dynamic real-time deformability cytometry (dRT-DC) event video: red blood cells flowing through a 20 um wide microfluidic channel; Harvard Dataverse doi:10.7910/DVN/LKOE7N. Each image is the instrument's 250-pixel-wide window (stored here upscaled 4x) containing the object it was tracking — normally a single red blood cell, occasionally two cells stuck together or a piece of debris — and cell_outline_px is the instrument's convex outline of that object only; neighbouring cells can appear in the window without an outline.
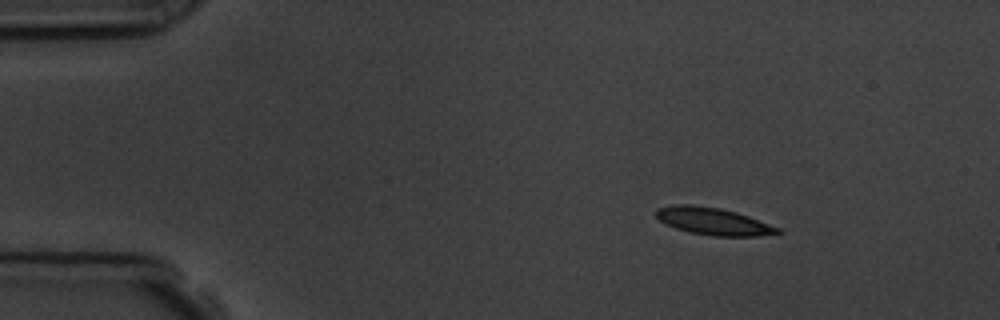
{"species": "common noctule bat (a hibernating species)", "species_latin": "Nyctalus noctula", "temperature_condition": "room temperature", "stored_images_in_passage": 5, "camera_frame_rate_fps": 3000, "um_per_image_px": 0.085, "animal": {"sex": "male", "body_mass_g": 19.5, "forearm_length_mm": 54.6}, "frame": {"image": 1, "passage_image": 1, "time_ms": 0.0, "image_size_px": [1000, 320], "cell_outline_px": [[784, 232], [760, 236], [712, 236], [688, 232], [664, 224], [656, 216], [656, 208], [672, 204], [692, 204], [720, 208], [736, 212], [748, 216], [780, 228]], "centroid_in_image_um": [60.6, 18.81], "position_along_channel_um": 24.4, "area_um2": 19.48}}
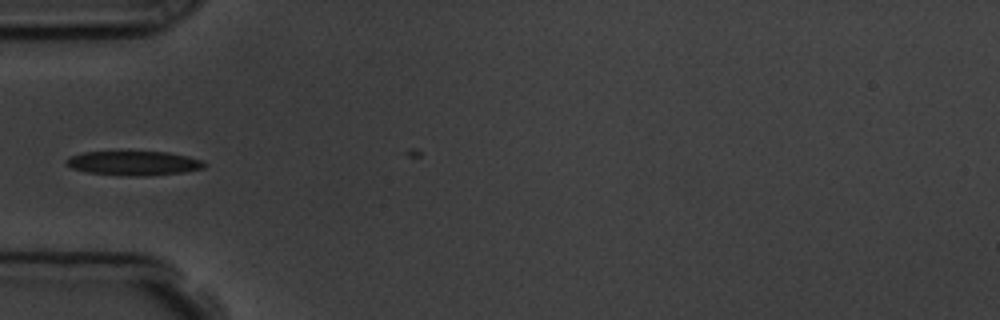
{"frame": {"image": 2, "passage_image": 4, "time_ms": 3.333, "image_size_px": [1000, 320], "cell_outline_px": [[208, 164], [204, 168], [184, 172], [144, 176], [120, 176], [88, 172], [72, 168], [64, 160], [72, 156], [84, 152], [168, 152], [188, 156], [200, 160]], "centroid_in_image_um": [11.4, 13.88], "position_along_channel_um": 73.6, "area_um2": 19.48}}